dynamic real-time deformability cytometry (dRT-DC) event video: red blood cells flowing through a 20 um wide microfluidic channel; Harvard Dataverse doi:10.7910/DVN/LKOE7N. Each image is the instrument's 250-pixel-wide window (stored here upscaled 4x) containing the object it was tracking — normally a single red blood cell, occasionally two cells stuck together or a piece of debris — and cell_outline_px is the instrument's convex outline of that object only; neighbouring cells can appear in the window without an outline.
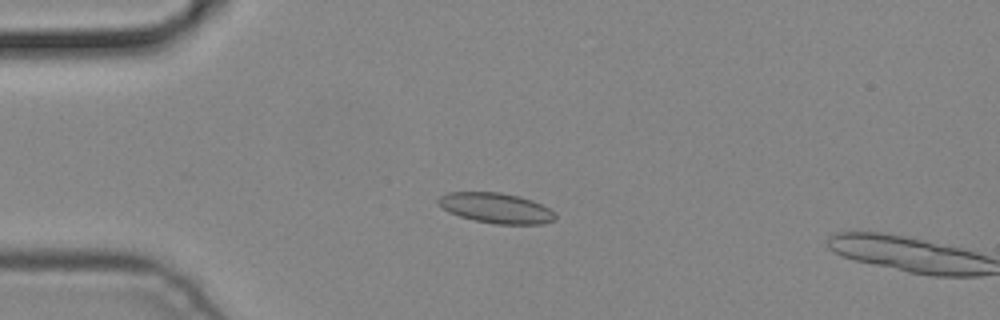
{"species": "common noctule bat (a hibernating species)", "species_latin": "Nyctalus noctula", "temperature_condition": "cold", "stored_images_in_passage": 4, "camera_frame_rate_fps": 3000, "um_per_image_px": 0.085, "animal": {"sex": "male", "body_mass_g": 19.2, "forearm_length_mm": 51.8}, "frame": {"image": 1, "passage_image": 3, "time_ms": 0.667, "image_size_px": [1000, 320], "cell_outline_px": [[556, 220], [540, 224], [496, 224], [476, 220], [460, 216], [448, 212], [436, 200], [440, 196], [448, 192], [500, 192], [520, 196], [532, 200], [556, 212]], "centroid_in_image_um": [42.19, 17.68], "position_along_channel_um": 42.8, "area_um2": 20.58}}